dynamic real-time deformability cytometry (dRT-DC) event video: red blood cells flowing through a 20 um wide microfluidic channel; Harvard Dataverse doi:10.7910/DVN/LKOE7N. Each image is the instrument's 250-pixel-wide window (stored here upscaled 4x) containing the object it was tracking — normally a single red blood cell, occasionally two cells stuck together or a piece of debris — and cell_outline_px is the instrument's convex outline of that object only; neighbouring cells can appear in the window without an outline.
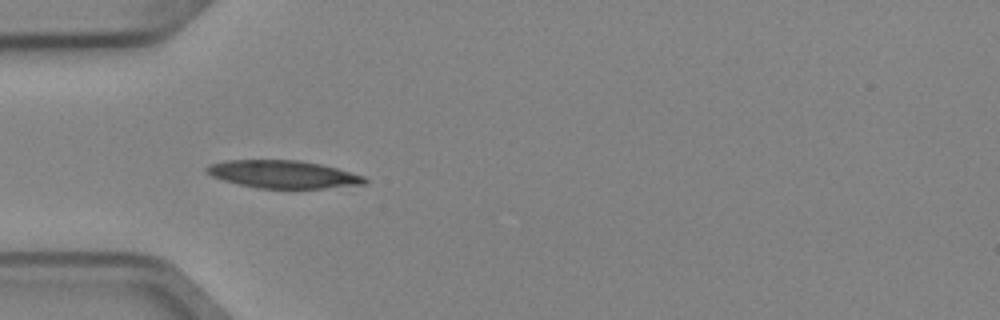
{"species": "Egyptian fruit bat (a non-hibernating species)", "species_latin": "Rousettus aegyptiacus", "temperature_condition": "cold", "stored_images_in_passage": 5, "camera_frame_rate_fps": 3000, "um_per_image_px": 0.085, "animal": {"sex": "female"}, "frame": {"image": 1, "passage_image": 4, "time_ms": 1.0, "image_size_px": [1000, 320], "cell_outline_px": [[368, 180], [364, 184], [324, 188], [256, 188], [224, 180], [212, 176], [204, 168], [208, 164], [228, 160], [300, 160], [320, 164], [336, 168], [364, 176]], "centroid_in_image_um": [24.05, 14.81], "position_along_channel_um": 60.9, "area_um2": 25.32}}
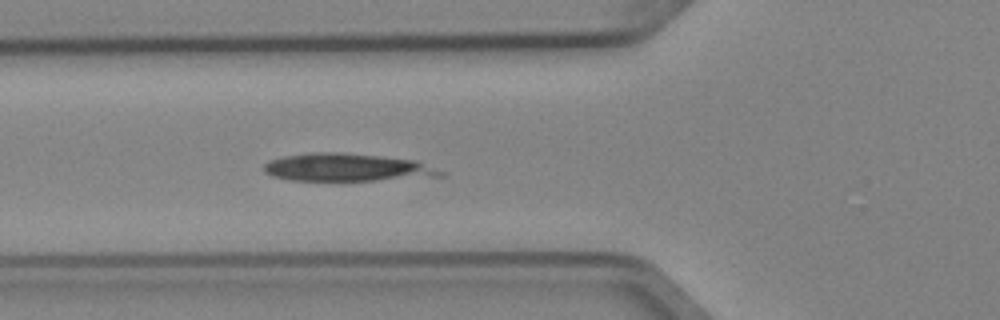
{"frame": {"image": 2, "passage_image": 5, "time_ms": 1.333, "image_size_px": [1000, 320], "cell_outline_px": [[444, 176], [376, 180], [288, 180], [272, 176], [264, 172], [264, 164], [268, 160], [284, 156], [312, 152], [340, 152], [416, 160], [444, 172]], "centroid_in_image_um": [29.45, 14.23], "position_along_channel_um": 96.4, "area_um2": 28.44}}